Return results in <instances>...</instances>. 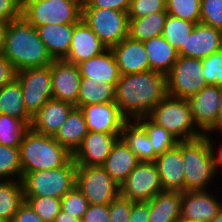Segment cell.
<instances>
[{"instance_id":"1","label":"cell","mask_w":222,"mask_h":222,"mask_svg":"<svg viewBox=\"0 0 222 222\" xmlns=\"http://www.w3.org/2000/svg\"><path fill=\"white\" fill-rule=\"evenodd\" d=\"M166 96V75L152 70L120 75L115 85V103L126 120L148 116Z\"/></svg>"},{"instance_id":"2","label":"cell","mask_w":222,"mask_h":222,"mask_svg":"<svg viewBox=\"0 0 222 222\" xmlns=\"http://www.w3.org/2000/svg\"><path fill=\"white\" fill-rule=\"evenodd\" d=\"M2 54L17 71L50 65L54 59L48 53L37 29L23 17L8 23Z\"/></svg>"},{"instance_id":"3","label":"cell","mask_w":222,"mask_h":222,"mask_svg":"<svg viewBox=\"0 0 222 222\" xmlns=\"http://www.w3.org/2000/svg\"><path fill=\"white\" fill-rule=\"evenodd\" d=\"M214 148L211 137L207 135L181 141L184 191H207L218 172Z\"/></svg>"},{"instance_id":"4","label":"cell","mask_w":222,"mask_h":222,"mask_svg":"<svg viewBox=\"0 0 222 222\" xmlns=\"http://www.w3.org/2000/svg\"><path fill=\"white\" fill-rule=\"evenodd\" d=\"M19 150L23 176L26 173L62 167L73 158L54 136L37 133L31 127L21 139Z\"/></svg>"},{"instance_id":"5","label":"cell","mask_w":222,"mask_h":222,"mask_svg":"<svg viewBox=\"0 0 222 222\" xmlns=\"http://www.w3.org/2000/svg\"><path fill=\"white\" fill-rule=\"evenodd\" d=\"M148 117L178 141L192 140L203 135L194 125L187 99L167 95L152 109Z\"/></svg>"},{"instance_id":"6","label":"cell","mask_w":222,"mask_h":222,"mask_svg":"<svg viewBox=\"0 0 222 222\" xmlns=\"http://www.w3.org/2000/svg\"><path fill=\"white\" fill-rule=\"evenodd\" d=\"M73 158L64 166L26 173L22 178L25 197H53L61 199L76 184Z\"/></svg>"},{"instance_id":"7","label":"cell","mask_w":222,"mask_h":222,"mask_svg":"<svg viewBox=\"0 0 222 222\" xmlns=\"http://www.w3.org/2000/svg\"><path fill=\"white\" fill-rule=\"evenodd\" d=\"M84 0H24L22 17L35 28L46 24H77Z\"/></svg>"},{"instance_id":"8","label":"cell","mask_w":222,"mask_h":222,"mask_svg":"<svg viewBox=\"0 0 222 222\" xmlns=\"http://www.w3.org/2000/svg\"><path fill=\"white\" fill-rule=\"evenodd\" d=\"M82 19L107 48L119 44L129 35V17L126 12L109 8H82Z\"/></svg>"},{"instance_id":"9","label":"cell","mask_w":222,"mask_h":222,"mask_svg":"<svg viewBox=\"0 0 222 222\" xmlns=\"http://www.w3.org/2000/svg\"><path fill=\"white\" fill-rule=\"evenodd\" d=\"M167 95L189 99L208 85L201 59L179 56L166 75Z\"/></svg>"},{"instance_id":"10","label":"cell","mask_w":222,"mask_h":222,"mask_svg":"<svg viewBox=\"0 0 222 222\" xmlns=\"http://www.w3.org/2000/svg\"><path fill=\"white\" fill-rule=\"evenodd\" d=\"M75 186L90 205H109L120 194L118 184L97 165H77Z\"/></svg>"},{"instance_id":"11","label":"cell","mask_w":222,"mask_h":222,"mask_svg":"<svg viewBox=\"0 0 222 222\" xmlns=\"http://www.w3.org/2000/svg\"><path fill=\"white\" fill-rule=\"evenodd\" d=\"M27 112L33 117L52 95L51 64L16 72Z\"/></svg>"},{"instance_id":"12","label":"cell","mask_w":222,"mask_h":222,"mask_svg":"<svg viewBox=\"0 0 222 222\" xmlns=\"http://www.w3.org/2000/svg\"><path fill=\"white\" fill-rule=\"evenodd\" d=\"M162 191L155 162H140L120 186V194L132 202H148Z\"/></svg>"},{"instance_id":"13","label":"cell","mask_w":222,"mask_h":222,"mask_svg":"<svg viewBox=\"0 0 222 222\" xmlns=\"http://www.w3.org/2000/svg\"><path fill=\"white\" fill-rule=\"evenodd\" d=\"M220 85H206L188 100L194 125L205 135L218 118Z\"/></svg>"},{"instance_id":"14","label":"cell","mask_w":222,"mask_h":222,"mask_svg":"<svg viewBox=\"0 0 222 222\" xmlns=\"http://www.w3.org/2000/svg\"><path fill=\"white\" fill-rule=\"evenodd\" d=\"M81 75L78 65L64 59H54L51 63L52 95L61 100L76 105L79 93Z\"/></svg>"},{"instance_id":"15","label":"cell","mask_w":222,"mask_h":222,"mask_svg":"<svg viewBox=\"0 0 222 222\" xmlns=\"http://www.w3.org/2000/svg\"><path fill=\"white\" fill-rule=\"evenodd\" d=\"M222 31L203 23H196L191 34L177 51L179 56L203 59L221 50Z\"/></svg>"},{"instance_id":"16","label":"cell","mask_w":222,"mask_h":222,"mask_svg":"<svg viewBox=\"0 0 222 222\" xmlns=\"http://www.w3.org/2000/svg\"><path fill=\"white\" fill-rule=\"evenodd\" d=\"M120 134L88 131L82 144L73 154L76 165L101 166Z\"/></svg>"},{"instance_id":"17","label":"cell","mask_w":222,"mask_h":222,"mask_svg":"<svg viewBox=\"0 0 222 222\" xmlns=\"http://www.w3.org/2000/svg\"><path fill=\"white\" fill-rule=\"evenodd\" d=\"M79 109L85 117L88 131L120 134L126 121L115 102L91 104Z\"/></svg>"},{"instance_id":"18","label":"cell","mask_w":222,"mask_h":222,"mask_svg":"<svg viewBox=\"0 0 222 222\" xmlns=\"http://www.w3.org/2000/svg\"><path fill=\"white\" fill-rule=\"evenodd\" d=\"M108 48L81 19L73 28L72 41L68 54L63 58L67 62L78 65L91 57L100 55Z\"/></svg>"},{"instance_id":"19","label":"cell","mask_w":222,"mask_h":222,"mask_svg":"<svg viewBox=\"0 0 222 222\" xmlns=\"http://www.w3.org/2000/svg\"><path fill=\"white\" fill-rule=\"evenodd\" d=\"M222 209V203L209 191H184L181 216L193 222H211Z\"/></svg>"},{"instance_id":"20","label":"cell","mask_w":222,"mask_h":222,"mask_svg":"<svg viewBox=\"0 0 222 222\" xmlns=\"http://www.w3.org/2000/svg\"><path fill=\"white\" fill-rule=\"evenodd\" d=\"M110 49L116 59L120 75L150 70L144 42L133 40L128 36Z\"/></svg>"},{"instance_id":"21","label":"cell","mask_w":222,"mask_h":222,"mask_svg":"<svg viewBox=\"0 0 222 222\" xmlns=\"http://www.w3.org/2000/svg\"><path fill=\"white\" fill-rule=\"evenodd\" d=\"M163 190L184 192V163L181 155V141L155 160Z\"/></svg>"},{"instance_id":"22","label":"cell","mask_w":222,"mask_h":222,"mask_svg":"<svg viewBox=\"0 0 222 222\" xmlns=\"http://www.w3.org/2000/svg\"><path fill=\"white\" fill-rule=\"evenodd\" d=\"M74 108L73 104L52 98L33 116L30 127L37 133L55 136Z\"/></svg>"},{"instance_id":"23","label":"cell","mask_w":222,"mask_h":222,"mask_svg":"<svg viewBox=\"0 0 222 222\" xmlns=\"http://www.w3.org/2000/svg\"><path fill=\"white\" fill-rule=\"evenodd\" d=\"M139 163L135 153L119 137L101 166L120 187Z\"/></svg>"},{"instance_id":"24","label":"cell","mask_w":222,"mask_h":222,"mask_svg":"<svg viewBox=\"0 0 222 222\" xmlns=\"http://www.w3.org/2000/svg\"><path fill=\"white\" fill-rule=\"evenodd\" d=\"M75 24H46L37 32L53 59H63L70 49Z\"/></svg>"},{"instance_id":"25","label":"cell","mask_w":222,"mask_h":222,"mask_svg":"<svg viewBox=\"0 0 222 222\" xmlns=\"http://www.w3.org/2000/svg\"><path fill=\"white\" fill-rule=\"evenodd\" d=\"M81 77L103 80L108 84H116L120 79V72L114 54L110 48L78 64Z\"/></svg>"},{"instance_id":"26","label":"cell","mask_w":222,"mask_h":222,"mask_svg":"<svg viewBox=\"0 0 222 222\" xmlns=\"http://www.w3.org/2000/svg\"><path fill=\"white\" fill-rule=\"evenodd\" d=\"M144 47L149 60L150 70L164 75L170 72L179 57L177 50L163 35L144 41Z\"/></svg>"},{"instance_id":"27","label":"cell","mask_w":222,"mask_h":222,"mask_svg":"<svg viewBox=\"0 0 222 222\" xmlns=\"http://www.w3.org/2000/svg\"><path fill=\"white\" fill-rule=\"evenodd\" d=\"M120 138L135 153L140 162H155L157 155L144 127L137 120L124 122Z\"/></svg>"},{"instance_id":"28","label":"cell","mask_w":222,"mask_h":222,"mask_svg":"<svg viewBox=\"0 0 222 222\" xmlns=\"http://www.w3.org/2000/svg\"><path fill=\"white\" fill-rule=\"evenodd\" d=\"M181 191L164 190L149 200V222H174L181 216Z\"/></svg>"},{"instance_id":"29","label":"cell","mask_w":222,"mask_h":222,"mask_svg":"<svg viewBox=\"0 0 222 222\" xmlns=\"http://www.w3.org/2000/svg\"><path fill=\"white\" fill-rule=\"evenodd\" d=\"M87 133L88 129L82 111L79 108H74L54 139L73 155Z\"/></svg>"},{"instance_id":"30","label":"cell","mask_w":222,"mask_h":222,"mask_svg":"<svg viewBox=\"0 0 222 222\" xmlns=\"http://www.w3.org/2000/svg\"><path fill=\"white\" fill-rule=\"evenodd\" d=\"M115 85L91 77H81L75 108L115 102Z\"/></svg>"},{"instance_id":"31","label":"cell","mask_w":222,"mask_h":222,"mask_svg":"<svg viewBox=\"0 0 222 222\" xmlns=\"http://www.w3.org/2000/svg\"><path fill=\"white\" fill-rule=\"evenodd\" d=\"M0 114L23 120L29 127L33 117L27 112L22 96V88L15 78L0 89Z\"/></svg>"},{"instance_id":"32","label":"cell","mask_w":222,"mask_h":222,"mask_svg":"<svg viewBox=\"0 0 222 222\" xmlns=\"http://www.w3.org/2000/svg\"><path fill=\"white\" fill-rule=\"evenodd\" d=\"M25 202L22 181L0 180V221L11 222Z\"/></svg>"},{"instance_id":"33","label":"cell","mask_w":222,"mask_h":222,"mask_svg":"<svg viewBox=\"0 0 222 222\" xmlns=\"http://www.w3.org/2000/svg\"><path fill=\"white\" fill-rule=\"evenodd\" d=\"M167 17V12H158L138 19H129L128 36L133 40L144 42L162 35Z\"/></svg>"},{"instance_id":"34","label":"cell","mask_w":222,"mask_h":222,"mask_svg":"<svg viewBox=\"0 0 222 222\" xmlns=\"http://www.w3.org/2000/svg\"><path fill=\"white\" fill-rule=\"evenodd\" d=\"M137 121L144 127L157 156L173 148L178 143V140L172 134L153 122L148 116L141 117Z\"/></svg>"},{"instance_id":"35","label":"cell","mask_w":222,"mask_h":222,"mask_svg":"<svg viewBox=\"0 0 222 222\" xmlns=\"http://www.w3.org/2000/svg\"><path fill=\"white\" fill-rule=\"evenodd\" d=\"M30 127L21 119L0 114V144L19 147L21 139Z\"/></svg>"},{"instance_id":"36","label":"cell","mask_w":222,"mask_h":222,"mask_svg":"<svg viewBox=\"0 0 222 222\" xmlns=\"http://www.w3.org/2000/svg\"><path fill=\"white\" fill-rule=\"evenodd\" d=\"M194 26V22L168 15L162 35L178 51L181 45H185Z\"/></svg>"},{"instance_id":"37","label":"cell","mask_w":222,"mask_h":222,"mask_svg":"<svg viewBox=\"0 0 222 222\" xmlns=\"http://www.w3.org/2000/svg\"><path fill=\"white\" fill-rule=\"evenodd\" d=\"M15 177L18 181L23 178L19 147L0 144V180H13Z\"/></svg>"},{"instance_id":"38","label":"cell","mask_w":222,"mask_h":222,"mask_svg":"<svg viewBox=\"0 0 222 222\" xmlns=\"http://www.w3.org/2000/svg\"><path fill=\"white\" fill-rule=\"evenodd\" d=\"M201 0H166V12L176 18L200 23Z\"/></svg>"},{"instance_id":"39","label":"cell","mask_w":222,"mask_h":222,"mask_svg":"<svg viewBox=\"0 0 222 222\" xmlns=\"http://www.w3.org/2000/svg\"><path fill=\"white\" fill-rule=\"evenodd\" d=\"M25 201L43 222H54L62 209L61 199L53 197H25Z\"/></svg>"},{"instance_id":"40","label":"cell","mask_w":222,"mask_h":222,"mask_svg":"<svg viewBox=\"0 0 222 222\" xmlns=\"http://www.w3.org/2000/svg\"><path fill=\"white\" fill-rule=\"evenodd\" d=\"M88 205V200L76 186L61 198L62 210L80 220L83 219Z\"/></svg>"},{"instance_id":"41","label":"cell","mask_w":222,"mask_h":222,"mask_svg":"<svg viewBox=\"0 0 222 222\" xmlns=\"http://www.w3.org/2000/svg\"><path fill=\"white\" fill-rule=\"evenodd\" d=\"M201 61L206 83L222 86V49L201 59Z\"/></svg>"},{"instance_id":"42","label":"cell","mask_w":222,"mask_h":222,"mask_svg":"<svg viewBox=\"0 0 222 222\" xmlns=\"http://www.w3.org/2000/svg\"><path fill=\"white\" fill-rule=\"evenodd\" d=\"M200 23L222 31V0H201Z\"/></svg>"},{"instance_id":"43","label":"cell","mask_w":222,"mask_h":222,"mask_svg":"<svg viewBox=\"0 0 222 222\" xmlns=\"http://www.w3.org/2000/svg\"><path fill=\"white\" fill-rule=\"evenodd\" d=\"M158 12H166V0H131L127 14L129 19H138Z\"/></svg>"},{"instance_id":"44","label":"cell","mask_w":222,"mask_h":222,"mask_svg":"<svg viewBox=\"0 0 222 222\" xmlns=\"http://www.w3.org/2000/svg\"><path fill=\"white\" fill-rule=\"evenodd\" d=\"M109 222H129L132 201L119 194L109 205Z\"/></svg>"},{"instance_id":"45","label":"cell","mask_w":222,"mask_h":222,"mask_svg":"<svg viewBox=\"0 0 222 222\" xmlns=\"http://www.w3.org/2000/svg\"><path fill=\"white\" fill-rule=\"evenodd\" d=\"M21 17V0H0V22L9 23Z\"/></svg>"},{"instance_id":"46","label":"cell","mask_w":222,"mask_h":222,"mask_svg":"<svg viewBox=\"0 0 222 222\" xmlns=\"http://www.w3.org/2000/svg\"><path fill=\"white\" fill-rule=\"evenodd\" d=\"M131 0H84L82 8H104L128 12Z\"/></svg>"},{"instance_id":"47","label":"cell","mask_w":222,"mask_h":222,"mask_svg":"<svg viewBox=\"0 0 222 222\" xmlns=\"http://www.w3.org/2000/svg\"><path fill=\"white\" fill-rule=\"evenodd\" d=\"M108 205H88L81 222H109Z\"/></svg>"},{"instance_id":"48","label":"cell","mask_w":222,"mask_h":222,"mask_svg":"<svg viewBox=\"0 0 222 222\" xmlns=\"http://www.w3.org/2000/svg\"><path fill=\"white\" fill-rule=\"evenodd\" d=\"M16 78V70L10 61L0 54V89Z\"/></svg>"},{"instance_id":"49","label":"cell","mask_w":222,"mask_h":222,"mask_svg":"<svg viewBox=\"0 0 222 222\" xmlns=\"http://www.w3.org/2000/svg\"><path fill=\"white\" fill-rule=\"evenodd\" d=\"M11 222H43L42 219L36 215L34 210L25 201L13 216Z\"/></svg>"},{"instance_id":"50","label":"cell","mask_w":222,"mask_h":222,"mask_svg":"<svg viewBox=\"0 0 222 222\" xmlns=\"http://www.w3.org/2000/svg\"><path fill=\"white\" fill-rule=\"evenodd\" d=\"M129 222H149V202H132Z\"/></svg>"},{"instance_id":"51","label":"cell","mask_w":222,"mask_h":222,"mask_svg":"<svg viewBox=\"0 0 222 222\" xmlns=\"http://www.w3.org/2000/svg\"><path fill=\"white\" fill-rule=\"evenodd\" d=\"M219 103H218V106H219V109H218V118L215 122V125L205 134L207 136H209L213 131H217L218 132L220 131L222 133V86H221V91H220V94H219Z\"/></svg>"},{"instance_id":"52","label":"cell","mask_w":222,"mask_h":222,"mask_svg":"<svg viewBox=\"0 0 222 222\" xmlns=\"http://www.w3.org/2000/svg\"><path fill=\"white\" fill-rule=\"evenodd\" d=\"M54 222H81V220L78 218L72 217L70 214H68L67 212L61 209L59 214L55 217Z\"/></svg>"},{"instance_id":"53","label":"cell","mask_w":222,"mask_h":222,"mask_svg":"<svg viewBox=\"0 0 222 222\" xmlns=\"http://www.w3.org/2000/svg\"><path fill=\"white\" fill-rule=\"evenodd\" d=\"M8 23L0 22V54H2L4 49L5 31Z\"/></svg>"},{"instance_id":"54","label":"cell","mask_w":222,"mask_h":222,"mask_svg":"<svg viewBox=\"0 0 222 222\" xmlns=\"http://www.w3.org/2000/svg\"><path fill=\"white\" fill-rule=\"evenodd\" d=\"M218 150H217V155L215 152V160H216L217 170L219 172V170L221 169L220 167H222V145L219 147Z\"/></svg>"},{"instance_id":"55","label":"cell","mask_w":222,"mask_h":222,"mask_svg":"<svg viewBox=\"0 0 222 222\" xmlns=\"http://www.w3.org/2000/svg\"><path fill=\"white\" fill-rule=\"evenodd\" d=\"M211 222H222V209Z\"/></svg>"},{"instance_id":"56","label":"cell","mask_w":222,"mask_h":222,"mask_svg":"<svg viewBox=\"0 0 222 222\" xmlns=\"http://www.w3.org/2000/svg\"><path fill=\"white\" fill-rule=\"evenodd\" d=\"M174 222H193V221L185 219L182 216H180Z\"/></svg>"}]
</instances>
